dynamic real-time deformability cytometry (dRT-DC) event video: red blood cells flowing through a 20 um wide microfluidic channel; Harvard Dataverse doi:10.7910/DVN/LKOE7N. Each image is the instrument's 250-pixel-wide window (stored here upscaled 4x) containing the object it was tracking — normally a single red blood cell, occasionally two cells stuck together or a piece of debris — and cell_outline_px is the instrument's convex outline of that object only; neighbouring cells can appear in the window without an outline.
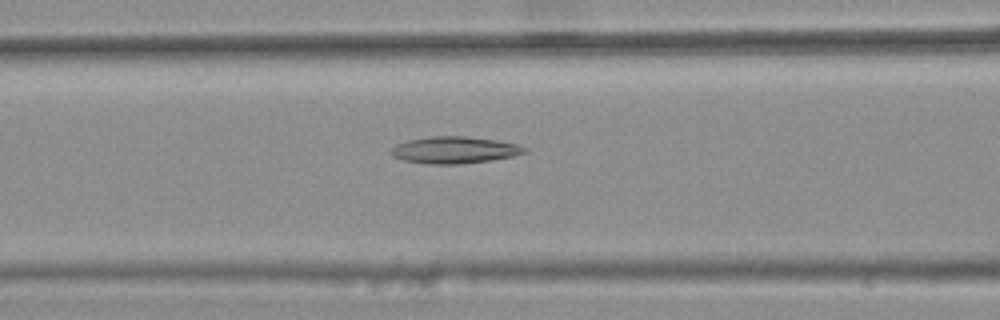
{"species": "common noctule bat (a hibernating species)", "species_latin": "Nyctalus noctula", "temperature_condition": "warm", "stored_images_in_passage": 47, "camera_frame_rate_fps": 3000, "um_per_image_px": 0.085, "animal": {"sex": "female", "body_mass_g": 25.1}, "frame": {"image": 1, "passage_image": 20, "time_ms": 6.333, "image_size_px": [1000, 320], "cell_outline_px": [[528, 152], [512, 156], [492, 160], [456, 164], [428, 164], [404, 160], [392, 156], [388, 152], [396, 144], [408, 140], [432, 136], [464, 136], [500, 140], [516, 144], [528, 148]], "centroid_in_image_um": [38.64, 12.74], "position_along_channel_um": 128.0, "area_um2": 20.98}}
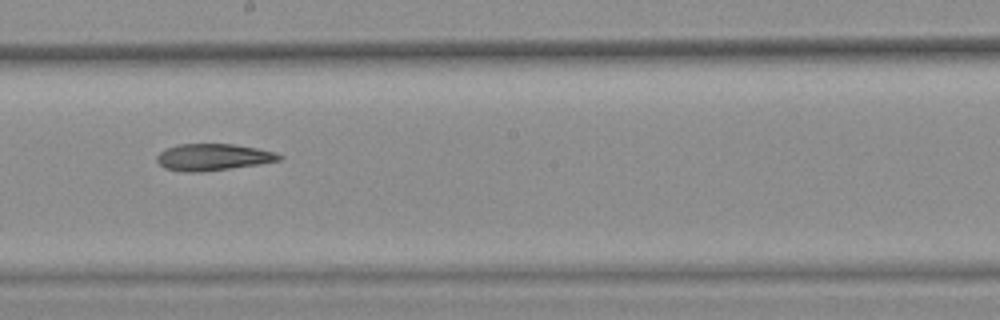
{"frame": {"image": 2, "passage_image": 28, "time_ms": 9.0, "image_size_px": [1000, 320], "cell_outline_px": [[284, 156], [280, 160], [256, 164], [228, 168], [196, 172], [188, 172], [164, 168], [156, 160], [156, 156], [160, 152], [176, 144], [232, 144], [256, 148], [276, 152]], "centroid_in_image_um": [18.09, 13.34], "position_along_channel_um": 230.1, "area_um2": 18.73}}
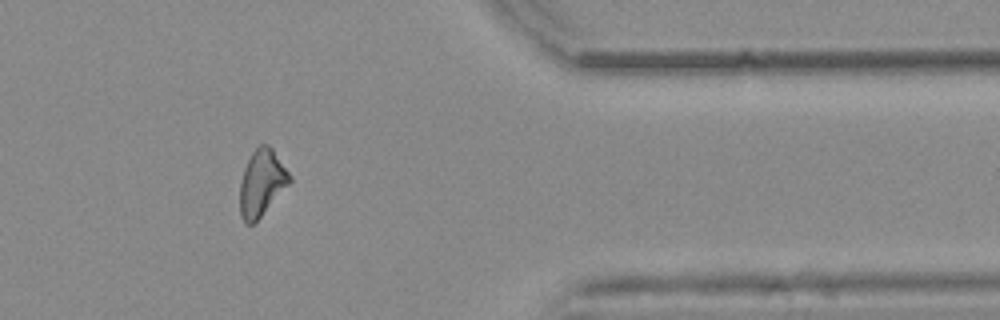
{"frame": {"image": 3, "passage_image": 42, "time_ms": 13.667, "image_size_px": [1000, 320], "cell_outline_px": [[292, 180], [260, 216], [252, 224], [244, 224], [240, 216], [240, 184], [244, 168], [252, 152], [260, 144], [268, 144], [272, 148], [292, 176]], "centroid_in_image_um": [22.23, 15.53], "position_along_channel_um": 389.2, "area_um2": 18.96}, "authors_computed_cell_mechanics": {"area_um2": 19.8254, "velocity_mm_per_s": 3.8411, "shape_relaxation_time_tau1_ms": null, "shape_relaxation_time_tau2_ms": 8.0669, "deformation_change_tau1": null, "deformation_change_tau2": 0.1886}}